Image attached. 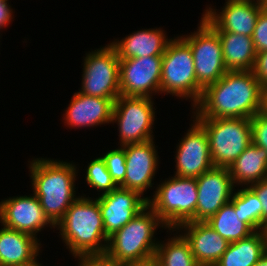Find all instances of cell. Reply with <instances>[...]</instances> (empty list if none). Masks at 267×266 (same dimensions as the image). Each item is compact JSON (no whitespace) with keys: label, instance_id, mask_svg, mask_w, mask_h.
Here are the masks:
<instances>
[{"label":"cell","instance_id":"6da1fadb","mask_svg":"<svg viewBox=\"0 0 267 266\" xmlns=\"http://www.w3.org/2000/svg\"><path fill=\"white\" fill-rule=\"evenodd\" d=\"M263 88L252 70L227 71L207 86L193 107L194 118H249L262 108Z\"/></svg>","mask_w":267,"mask_h":266},{"label":"cell","instance_id":"7a4b0ae2","mask_svg":"<svg viewBox=\"0 0 267 266\" xmlns=\"http://www.w3.org/2000/svg\"><path fill=\"white\" fill-rule=\"evenodd\" d=\"M29 168L33 192L46 217L56 226L78 198L75 196L77 167L60 160L36 158L30 162Z\"/></svg>","mask_w":267,"mask_h":266},{"label":"cell","instance_id":"3957f363","mask_svg":"<svg viewBox=\"0 0 267 266\" xmlns=\"http://www.w3.org/2000/svg\"><path fill=\"white\" fill-rule=\"evenodd\" d=\"M55 227L75 258L105 255L109 237L97 199L78 196Z\"/></svg>","mask_w":267,"mask_h":266},{"label":"cell","instance_id":"277c9868","mask_svg":"<svg viewBox=\"0 0 267 266\" xmlns=\"http://www.w3.org/2000/svg\"><path fill=\"white\" fill-rule=\"evenodd\" d=\"M159 226L165 227L158 215L146 205L128 224L109 236L105 255L122 264L154 256L159 244L154 233Z\"/></svg>","mask_w":267,"mask_h":266},{"label":"cell","instance_id":"5b68a950","mask_svg":"<svg viewBox=\"0 0 267 266\" xmlns=\"http://www.w3.org/2000/svg\"><path fill=\"white\" fill-rule=\"evenodd\" d=\"M160 184L153 198L147 200V205L158 215L165 229L177 232L181 224L196 222V178L174 175Z\"/></svg>","mask_w":267,"mask_h":266},{"label":"cell","instance_id":"8992f818","mask_svg":"<svg viewBox=\"0 0 267 266\" xmlns=\"http://www.w3.org/2000/svg\"><path fill=\"white\" fill-rule=\"evenodd\" d=\"M194 66L190 45L181 36L171 38L162 55L160 94L190 99L194 107L204 90L197 83Z\"/></svg>","mask_w":267,"mask_h":266},{"label":"cell","instance_id":"52a82bcc","mask_svg":"<svg viewBox=\"0 0 267 266\" xmlns=\"http://www.w3.org/2000/svg\"><path fill=\"white\" fill-rule=\"evenodd\" d=\"M205 129L214 167L229 168L252 143L249 118H194Z\"/></svg>","mask_w":267,"mask_h":266},{"label":"cell","instance_id":"ba28073f","mask_svg":"<svg viewBox=\"0 0 267 266\" xmlns=\"http://www.w3.org/2000/svg\"><path fill=\"white\" fill-rule=\"evenodd\" d=\"M82 87L80 93L114 102L121 95L119 85V64L116 49L108 44L86 54L83 63Z\"/></svg>","mask_w":267,"mask_h":266},{"label":"cell","instance_id":"9c48e42d","mask_svg":"<svg viewBox=\"0 0 267 266\" xmlns=\"http://www.w3.org/2000/svg\"><path fill=\"white\" fill-rule=\"evenodd\" d=\"M152 98L120 95L115 100L111 122L119 126L120 146L154 139L156 109Z\"/></svg>","mask_w":267,"mask_h":266},{"label":"cell","instance_id":"30bf717a","mask_svg":"<svg viewBox=\"0 0 267 266\" xmlns=\"http://www.w3.org/2000/svg\"><path fill=\"white\" fill-rule=\"evenodd\" d=\"M197 31L181 37L190 45L197 83L205 89L226 72L218 33L201 17Z\"/></svg>","mask_w":267,"mask_h":266},{"label":"cell","instance_id":"8fae6325","mask_svg":"<svg viewBox=\"0 0 267 266\" xmlns=\"http://www.w3.org/2000/svg\"><path fill=\"white\" fill-rule=\"evenodd\" d=\"M161 72L162 55L120 59L121 95L151 98L153 94L160 93Z\"/></svg>","mask_w":267,"mask_h":266},{"label":"cell","instance_id":"7c38bea8","mask_svg":"<svg viewBox=\"0 0 267 266\" xmlns=\"http://www.w3.org/2000/svg\"><path fill=\"white\" fill-rule=\"evenodd\" d=\"M176 149V171L179 177L198 178L214 167L204 127L195 119Z\"/></svg>","mask_w":267,"mask_h":266},{"label":"cell","instance_id":"4fadbf2b","mask_svg":"<svg viewBox=\"0 0 267 266\" xmlns=\"http://www.w3.org/2000/svg\"><path fill=\"white\" fill-rule=\"evenodd\" d=\"M264 7L263 0H227L221 12H216L210 6L202 18L216 32H233L252 37L257 18Z\"/></svg>","mask_w":267,"mask_h":266},{"label":"cell","instance_id":"5bb4252c","mask_svg":"<svg viewBox=\"0 0 267 266\" xmlns=\"http://www.w3.org/2000/svg\"><path fill=\"white\" fill-rule=\"evenodd\" d=\"M196 182V222H206L231 200L235 185L227 167H213L196 178Z\"/></svg>","mask_w":267,"mask_h":266},{"label":"cell","instance_id":"9a60e30c","mask_svg":"<svg viewBox=\"0 0 267 266\" xmlns=\"http://www.w3.org/2000/svg\"><path fill=\"white\" fill-rule=\"evenodd\" d=\"M0 223L10 229L30 234L37 233L48 225L55 226L46 217L39 199L33 193L30 196L11 197L0 202Z\"/></svg>","mask_w":267,"mask_h":266},{"label":"cell","instance_id":"2e32d148","mask_svg":"<svg viewBox=\"0 0 267 266\" xmlns=\"http://www.w3.org/2000/svg\"><path fill=\"white\" fill-rule=\"evenodd\" d=\"M102 214L103 226L109 237L133 219L146 205L150 197L137 191L117 187L96 198Z\"/></svg>","mask_w":267,"mask_h":266},{"label":"cell","instance_id":"e0dca14e","mask_svg":"<svg viewBox=\"0 0 267 266\" xmlns=\"http://www.w3.org/2000/svg\"><path fill=\"white\" fill-rule=\"evenodd\" d=\"M153 140L122 146L126 157V175L121 188L137 191L142 196L144 191L153 186L159 164Z\"/></svg>","mask_w":267,"mask_h":266},{"label":"cell","instance_id":"ac0fdd59","mask_svg":"<svg viewBox=\"0 0 267 266\" xmlns=\"http://www.w3.org/2000/svg\"><path fill=\"white\" fill-rule=\"evenodd\" d=\"M182 229L199 266H214L230 244L206 222H186L177 228Z\"/></svg>","mask_w":267,"mask_h":266},{"label":"cell","instance_id":"d6986e66","mask_svg":"<svg viewBox=\"0 0 267 266\" xmlns=\"http://www.w3.org/2000/svg\"><path fill=\"white\" fill-rule=\"evenodd\" d=\"M114 101L109 98L73 94L66 108L64 120L69 127H94L111 123Z\"/></svg>","mask_w":267,"mask_h":266},{"label":"cell","instance_id":"ffe728a7","mask_svg":"<svg viewBox=\"0 0 267 266\" xmlns=\"http://www.w3.org/2000/svg\"><path fill=\"white\" fill-rule=\"evenodd\" d=\"M164 32L160 28L144 29L110 44L116 49L119 59L163 55L171 40Z\"/></svg>","mask_w":267,"mask_h":266},{"label":"cell","instance_id":"44dd1931","mask_svg":"<svg viewBox=\"0 0 267 266\" xmlns=\"http://www.w3.org/2000/svg\"><path fill=\"white\" fill-rule=\"evenodd\" d=\"M38 238L3 226L0 229V266L34 261L39 255Z\"/></svg>","mask_w":267,"mask_h":266},{"label":"cell","instance_id":"7402d4cb","mask_svg":"<svg viewBox=\"0 0 267 266\" xmlns=\"http://www.w3.org/2000/svg\"><path fill=\"white\" fill-rule=\"evenodd\" d=\"M229 171L235 187H249L267 179V151L253 142L250 143L229 167Z\"/></svg>","mask_w":267,"mask_h":266},{"label":"cell","instance_id":"603a6c76","mask_svg":"<svg viewBox=\"0 0 267 266\" xmlns=\"http://www.w3.org/2000/svg\"><path fill=\"white\" fill-rule=\"evenodd\" d=\"M222 44L223 59L227 71L252 70L256 49L251 36L233 32H217Z\"/></svg>","mask_w":267,"mask_h":266},{"label":"cell","instance_id":"cb8c5ba5","mask_svg":"<svg viewBox=\"0 0 267 266\" xmlns=\"http://www.w3.org/2000/svg\"><path fill=\"white\" fill-rule=\"evenodd\" d=\"M267 251V234L259 230L229 244L214 266H254Z\"/></svg>","mask_w":267,"mask_h":266},{"label":"cell","instance_id":"d4e9b609","mask_svg":"<svg viewBox=\"0 0 267 266\" xmlns=\"http://www.w3.org/2000/svg\"><path fill=\"white\" fill-rule=\"evenodd\" d=\"M206 223L229 243L244 239L255 232L247 223L242 222L231 201L224 204Z\"/></svg>","mask_w":267,"mask_h":266},{"label":"cell","instance_id":"484cf974","mask_svg":"<svg viewBox=\"0 0 267 266\" xmlns=\"http://www.w3.org/2000/svg\"><path fill=\"white\" fill-rule=\"evenodd\" d=\"M159 243L155 256L161 266H199L192 254L190 243L183 235H176Z\"/></svg>","mask_w":267,"mask_h":266},{"label":"cell","instance_id":"4316f807","mask_svg":"<svg viewBox=\"0 0 267 266\" xmlns=\"http://www.w3.org/2000/svg\"><path fill=\"white\" fill-rule=\"evenodd\" d=\"M242 222L247 223L254 231L262 230V203L249 188H240L233 193L231 200Z\"/></svg>","mask_w":267,"mask_h":266},{"label":"cell","instance_id":"83f0119b","mask_svg":"<svg viewBox=\"0 0 267 266\" xmlns=\"http://www.w3.org/2000/svg\"><path fill=\"white\" fill-rule=\"evenodd\" d=\"M85 180L90 187L97 189L98 192L102 191L101 195L118 187L109 174L102 157H98L88 164Z\"/></svg>","mask_w":267,"mask_h":266},{"label":"cell","instance_id":"f1b7e54d","mask_svg":"<svg viewBox=\"0 0 267 266\" xmlns=\"http://www.w3.org/2000/svg\"><path fill=\"white\" fill-rule=\"evenodd\" d=\"M101 157L105 161L106 168L113 181L120 187L124 183L126 175V157L124 148L120 146L117 149L108 151Z\"/></svg>","mask_w":267,"mask_h":266},{"label":"cell","instance_id":"f546056e","mask_svg":"<svg viewBox=\"0 0 267 266\" xmlns=\"http://www.w3.org/2000/svg\"><path fill=\"white\" fill-rule=\"evenodd\" d=\"M252 142L267 151V116L259 111L251 119Z\"/></svg>","mask_w":267,"mask_h":266},{"label":"cell","instance_id":"4dcf8cb0","mask_svg":"<svg viewBox=\"0 0 267 266\" xmlns=\"http://www.w3.org/2000/svg\"><path fill=\"white\" fill-rule=\"evenodd\" d=\"M252 40L256 52L267 51V8L264 7L255 24Z\"/></svg>","mask_w":267,"mask_h":266},{"label":"cell","instance_id":"1f68e13d","mask_svg":"<svg viewBox=\"0 0 267 266\" xmlns=\"http://www.w3.org/2000/svg\"><path fill=\"white\" fill-rule=\"evenodd\" d=\"M252 71L262 88H267V51L257 53Z\"/></svg>","mask_w":267,"mask_h":266},{"label":"cell","instance_id":"d6a6232c","mask_svg":"<svg viewBox=\"0 0 267 266\" xmlns=\"http://www.w3.org/2000/svg\"><path fill=\"white\" fill-rule=\"evenodd\" d=\"M249 188L257 195L262 203V230L267 226V179L252 184Z\"/></svg>","mask_w":267,"mask_h":266},{"label":"cell","instance_id":"836d02e7","mask_svg":"<svg viewBox=\"0 0 267 266\" xmlns=\"http://www.w3.org/2000/svg\"><path fill=\"white\" fill-rule=\"evenodd\" d=\"M78 266H123L122 263L108 258L106 255H86L78 257Z\"/></svg>","mask_w":267,"mask_h":266},{"label":"cell","instance_id":"e575fe53","mask_svg":"<svg viewBox=\"0 0 267 266\" xmlns=\"http://www.w3.org/2000/svg\"><path fill=\"white\" fill-rule=\"evenodd\" d=\"M8 0H0V29L5 28L13 19V11L7 2ZM8 3V4H7Z\"/></svg>","mask_w":267,"mask_h":266},{"label":"cell","instance_id":"d590c367","mask_svg":"<svg viewBox=\"0 0 267 266\" xmlns=\"http://www.w3.org/2000/svg\"><path fill=\"white\" fill-rule=\"evenodd\" d=\"M123 266H161L158 258L154 255L149 258L124 263Z\"/></svg>","mask_w":267,"mask_h":266},{"label":"cell","instance_id":"8d00e7d4","mask_svg":"<svg viewBox=\"0 0 267 266\" xmlns=\"http://www.w3.org/2000/svg\"><path fill=\"white\" fill-rule=\"evenodd\" d=\"M261 112L267 116V88L263 89Z\"/></svg>","mask_w":267,"mask_h":266},{"label":"cell","instance_id":"74e56055","mask_svg":"<svg viewBox=\"0 0 267 266\" xmlns=\"http://www.w3.org/2000/svg\"><path fill=\"white\" fill-rule=\"evenodd\" d=\"M254 266H267V251L260 257Z\"/></svg>","mask_w":267,"mask_h":266},{"label":"cell","instance_id":"f35d334b","mask_svg":"<svg viewBox=\"0 0 267 266\" xmlns=\"http://www.w3.org/2000/svg\"><path fill=\"white\" fill-rule=\"evenodd\" d=\"M37 259L38 258H36L32 262H26V263H23V264H15V265H9V266H42L39 262H37Z\"/></svg>","mask_w":267,"mask_h":266},{"label":"cell","instance_id":"ab89813d","mask_svg":"<svg viewBox=\"0 0 267 266\" xmlns=\"http://www.w3.org/2000/svg\"><path fill=\"white\" fill-rule=\"evenodd\" d=\"M264 1V5L267 8V0H263Z\"/></svg>","mask_w":267,"mask_h":266}]
</instances>
